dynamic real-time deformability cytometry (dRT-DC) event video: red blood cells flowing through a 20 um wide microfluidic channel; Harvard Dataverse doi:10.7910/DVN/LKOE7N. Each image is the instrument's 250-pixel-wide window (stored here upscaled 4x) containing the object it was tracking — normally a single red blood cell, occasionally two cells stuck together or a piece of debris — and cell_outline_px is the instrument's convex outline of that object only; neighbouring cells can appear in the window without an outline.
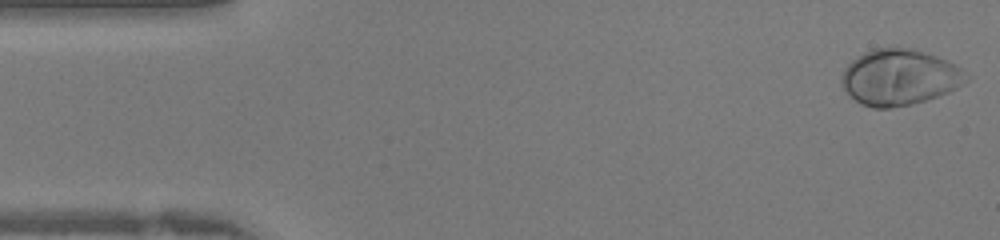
{"species": "human", "species_latin": "Homo sapiens", "temperature_condition": "warm", "stored_images_in_passage": 41, "camera_frame_rate_fps": 3000, "um_per_image_px": 0.085, "donor": {"sex": "female"}, "frame": {"image": 1, "passage_image": 1, "time_ms": 0.0, "image_size_px": [1000, 240], "cell_outline_px": [[972, 76], [968, 80], [956, 88], [948, 92], [912, 104], [888, 108], [872, 108], [860, 104], [840, 84], [840, 76], [844, 68], [852, 60], [864, 52], [872, 48], [892, 44], [916, 48], [936, 56], [960, 68]], "centroid_in_image_um": [76.43, 6.52], "position_along_channel_um": 8.6, "area_um2": 41.21}}
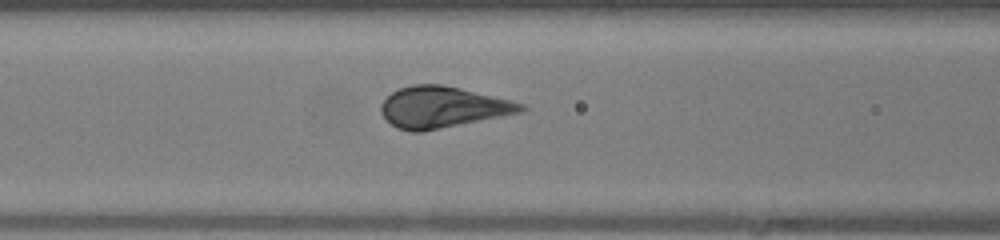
{"frame": {"image": 2, "passage_image": 16, "time_ms": 5.0, "image_size_px": [1000, 240], "cell_outline_px": [[528, 108], [524, 112], [424, 132], [412, 132], [396, 128], [380, 112], [380, 104], [392, 92], [400, 88], [412, 84], [440, 84], [460, 88], [524, 104]], "centroid_in_image_um": [37.61, 9.13], "position_along_channel_um": 129.0, "area_um2": 33.64}}
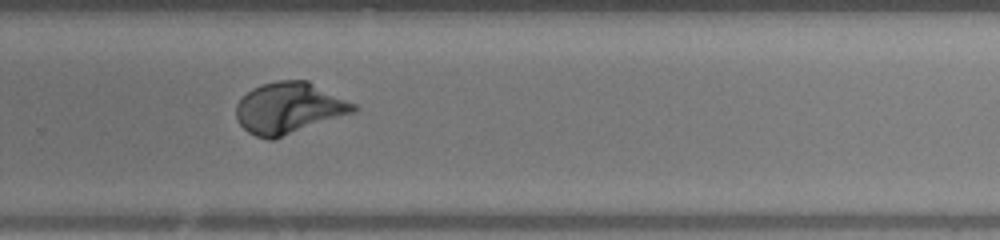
{"frame": {"image": 3, "passage_image": 27, "time_ms": 8.667, "image_size_px": [1000, 240], "cell_outline_px": [[360, 108], [356, 112], [272, 140], [268, 140], [256, 136], [248, 132], [236, 120], [236, 104], [252, 88], [260, 84], [276, 80], [308, 80], [356, 104]], "centroid_in_image_um": [24.58, 9.18], "position_along_channel_um": 305.2, "area_um2": 35.32}}